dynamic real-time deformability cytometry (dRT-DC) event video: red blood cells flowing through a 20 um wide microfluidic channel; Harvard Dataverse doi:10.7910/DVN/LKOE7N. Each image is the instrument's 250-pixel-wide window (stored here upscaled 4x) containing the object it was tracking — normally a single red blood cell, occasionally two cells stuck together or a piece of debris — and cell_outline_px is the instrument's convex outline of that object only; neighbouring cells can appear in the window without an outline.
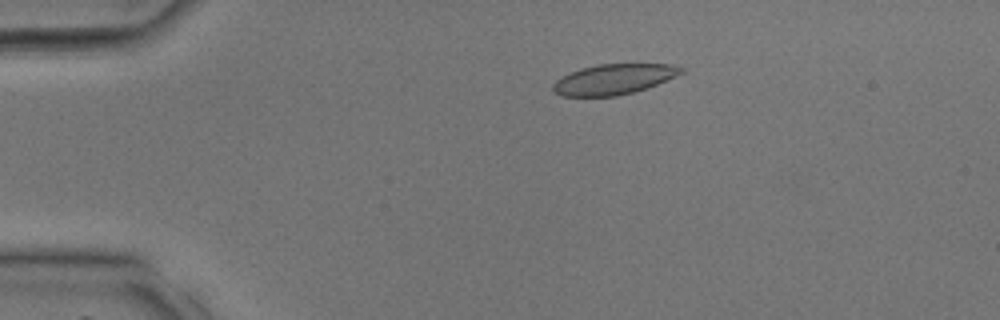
{"species": "common noctule bat (a hibernating species)", "species_latin": "Nyctalus noctula", "temperature_condition": "room temperature", "stored_images_in_passage": 38, "camera_frame_rate_fps": 3000, "um_per_image_px": 0.085, "animal": {"sex": "male", "body_mass_g": 17.9, "forearm_length_mm": 54.2}, "frame": {"image": 1, "passage_image": 8, "time_ms": 2.333, "image_size_px": [1000, 320], "cell_outline_px": [[684, 72], [676, 76], [648, 88], [616, 96], [560, 96], [552, 92], [552, 84], [556, 80], [580, 68], [596, 64], [668, 64], [684, 68]], "centroid_in_image_um": [52.15, 6.74], "position_along_channel_um": 32.9, "area_um2": 22.66}}
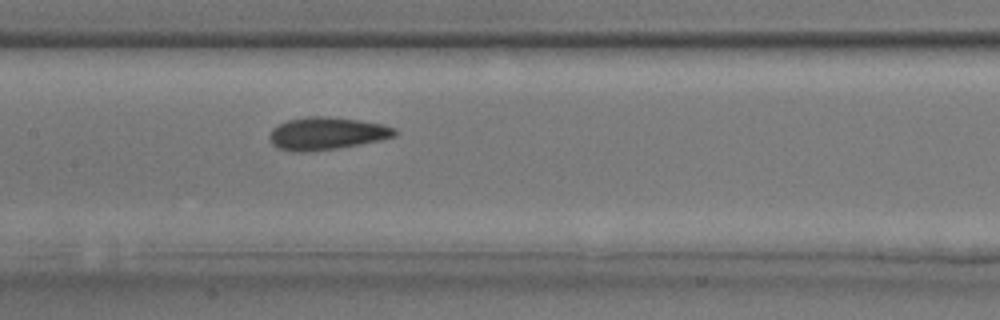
{"frame": {"image": 2, "passage_image": 19, "time_ms": 6.0, "image_size_px": [1000, 320], "cell_outline_px": [[396, 136], [380, 140], [336, 148], [312, 152], [292, 152], [276, 148], [268, 140], [268, 136], [272, 128], [288, 120], [308, 116], [328, 116], [360, 120], [384, 124], [396, 128]], "centroid_in_image_um": [27.73, 11.35], "position_along_channel_um": 179.7, "area_um2": 24.04}}
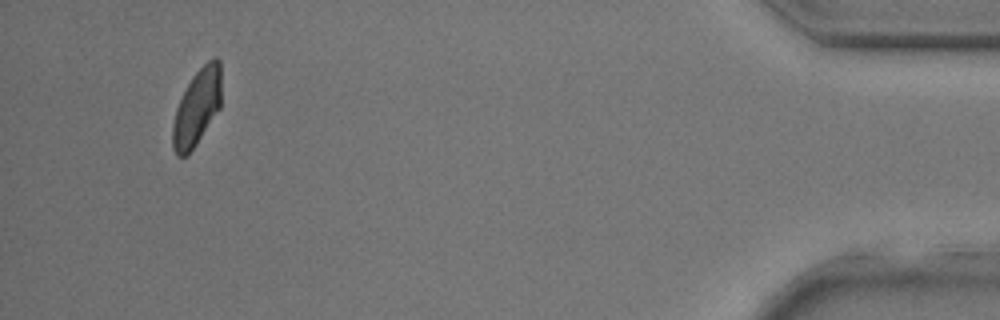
{"frame": {"image": 3, "passage_image": 36, "time_ms": 11.667, "image_size_px": [1000, 320], "cell_outline_px": [[220, 108], [188, 156], [176, 156], [172, 148], [172, 124], [176, 108], [192, 76], [208, 60], [216, 56], [220, 60]], "centroid_in_image_um": [16.72, 9.15], "position_along_channel_um": 418.5, "area_um2": 21.56}}